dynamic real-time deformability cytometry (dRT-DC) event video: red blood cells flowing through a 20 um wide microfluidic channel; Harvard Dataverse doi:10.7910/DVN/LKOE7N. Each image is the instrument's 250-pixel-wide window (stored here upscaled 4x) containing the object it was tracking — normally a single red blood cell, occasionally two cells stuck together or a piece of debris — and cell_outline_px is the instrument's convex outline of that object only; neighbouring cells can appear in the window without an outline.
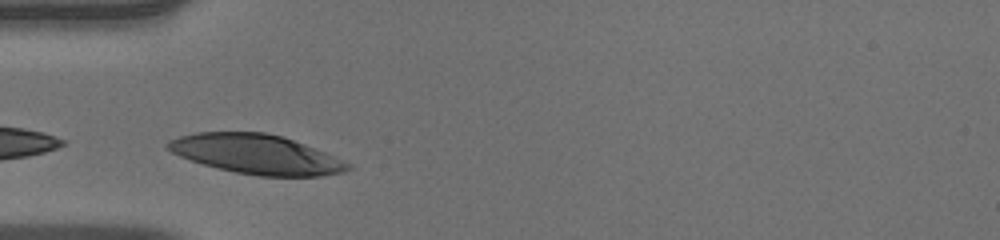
{"species": "human", "species_latin": "Homo sapiens", "temperature_condition": "warm", "stored_images_in_passage": 21, "camera_frame_rate_fps": 3000, "um_per_image_px": 0.085, "donor": {"sex": "male"}, "frame": {"image": 1, "passage_image": 1, "time_ms": 0.0, "image_size_px": [1000, 240], "cell_outline_px": [[352, 168], [344, 172], [320, 176], [256, 176], [236, 172], [204, 164], [180, 156], [172, 152], [164, 144], [168, 140], [180, 136], [196, 132], [264, 132], [280, 136], [304, 144], [324, 152], [352, 164]], "centroid_in_image_um": [21.79, 13.11], "position_along_channel_um": 63.2, "area_um2": 41.04}}
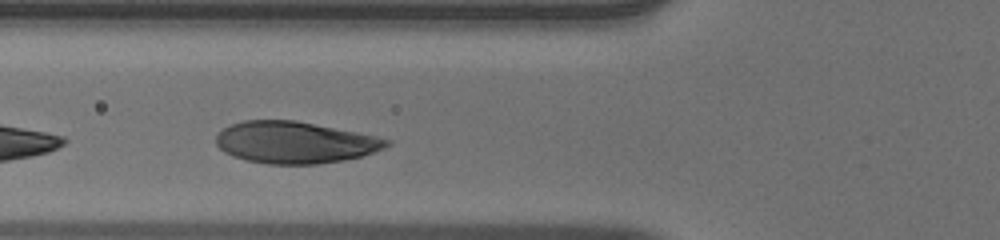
{"frame": {"image": 2, "passage_image": 4, "time_ms": 1.0, "image_size_px": [1000, 240], "cell_outline_px": [[392, 144], [384, 148], [360, 156], [344, 160], [316, 164], [268, 164], [244, 160], [232, 156], [224, 152], [216, 144], [216, 136], [224, 128], [232, 124], [244, 120], [296, 120], [376, 136], [392, 140]], "centroid_in_image_um": [25.05, 12.11], "position_along_channel_um": 100.7, "area_um2": 41.44}}
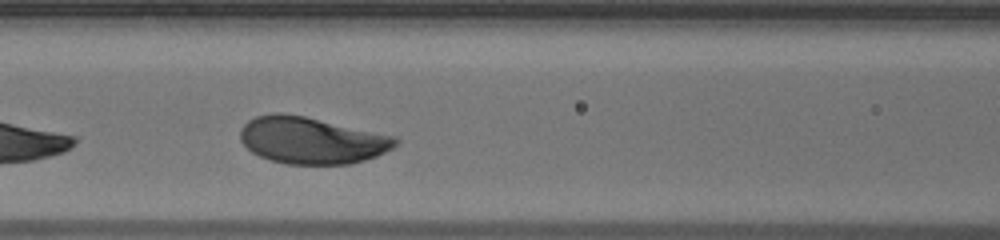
{"frame": {"image": 3, "passage_image": 7, "time_ms": 2.0, "image_size_px": [1000, 240], "cell_outline_px": [[400, 140], [392, 148], [376, 156], [352, 164], [284, 164], [260, 156], [252, 152], [240, 140], [240, 128], [248, 120], [256, 116], [276, 112], [284, 112], [304, 116], [396, 136]], "centroid_in_image_um": [26.47, 11.92], "position_along_channel_um": 140.1, "area_um2": 42.37}}